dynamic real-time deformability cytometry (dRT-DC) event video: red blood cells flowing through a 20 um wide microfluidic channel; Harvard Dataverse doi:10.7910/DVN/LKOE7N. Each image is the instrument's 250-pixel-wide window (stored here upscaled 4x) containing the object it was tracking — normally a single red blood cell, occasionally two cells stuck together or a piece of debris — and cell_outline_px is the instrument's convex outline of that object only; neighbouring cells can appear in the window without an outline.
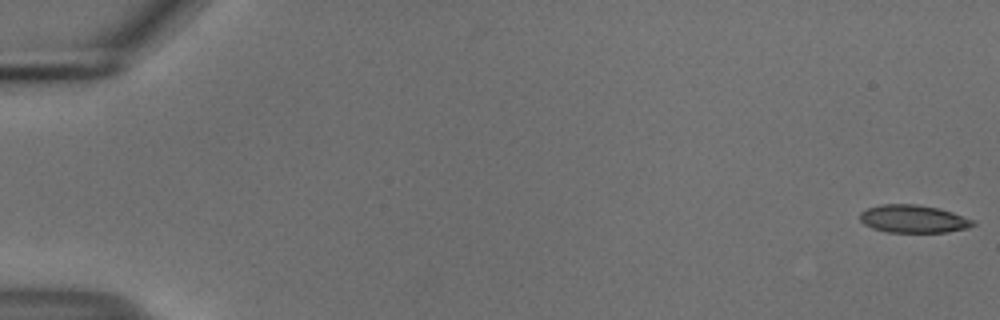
{"species": "common noctule bat (a hibernating species)", "species_latin": "Nyctalus noctula", "temperature_condition": "cold", "stored_images_in_passage": 10, "camera_frame_rate_fps": 3000, "um_per_image_px": 0.085, "animal": {"sex": "male", "body_mass_g": 18.8}, "frame": {"image": 1, "passage_image": 1, "time_ms": 0.0, "image_size_px": [1000, 320], "cell_outline_px": [[976, 224], [968, 228], [948, 232], [888, 232], [872, 228], [864, 224], [860, 220], [860, 212], [868, 208], [880, 204], [916, 204], [940, 208], [952, 212], [972, 220]], "centroid_in_image_um": [77.62, 18.6], "position_along_channel_um": 7.4, "area_um2": 18.32}}